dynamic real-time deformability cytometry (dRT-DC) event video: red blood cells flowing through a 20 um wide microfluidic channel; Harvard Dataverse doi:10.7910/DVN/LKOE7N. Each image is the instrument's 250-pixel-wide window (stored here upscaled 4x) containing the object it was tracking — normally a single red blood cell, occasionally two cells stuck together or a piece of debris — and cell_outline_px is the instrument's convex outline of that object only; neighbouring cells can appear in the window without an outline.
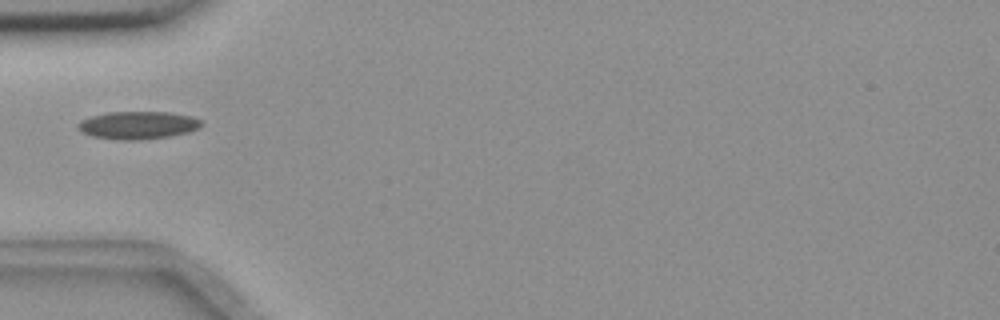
{"species": "common noctule bat (a hibernating species)", "species_latin": "Nyctalus noctula", "temperature_condition": "room temperature", "stored_images_in_passage": 2, "camera_frame_rate_fps": 3000, "um_per_image_px": 0.085, "animal": {"sex": "female", "body_mass_g": 18.4}, "frame": {"image": 1, "passage_image": 1, "time_ms": 0.0, "image_size_px": [1000, 320], "cell_outline_px": [[204, 124], [200, 128], [188, 132], [168, 136], [140, 140], [120, 140], [92, 136], [80, 132], [76, 128], [76, 124], [80, 120], [92, 116], [108, 112], [172, 112], [192, 116], [204, 120]], "centroid_in_image_um": [11.74, 10.63], "position_along_channel_um": 73.3, "area_um2": 20.29}}